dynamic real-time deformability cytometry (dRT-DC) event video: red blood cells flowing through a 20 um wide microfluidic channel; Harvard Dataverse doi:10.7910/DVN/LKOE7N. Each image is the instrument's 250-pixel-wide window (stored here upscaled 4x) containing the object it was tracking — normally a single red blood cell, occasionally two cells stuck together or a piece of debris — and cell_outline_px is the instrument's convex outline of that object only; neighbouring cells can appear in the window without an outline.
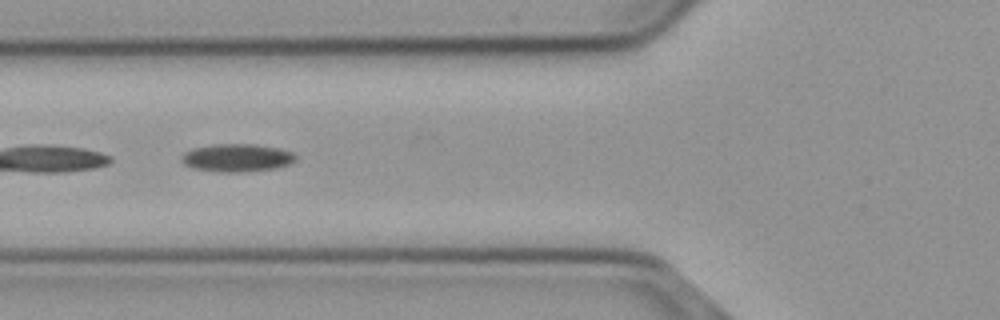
{"species": "common noctule bat (a hibernating species)", "species_latin": "Nyctalus noctula", "temperature_condition": "cold", "stored_images_in_passage": 14, "camera_frame_rate_fps": 3000, "um_per_image_px": 0.085, "animal": {"sex": "male", "body_mass_g": 23.1, "forearm_length_mm": 52.7}, "frame": {"image": 1, "passage_image": 5, "time_ms": 1.333, "image_size_px": [1000, 320], "cell_outline_px": [[296, 160], [292, 164], [276, 168], [244, 172], [220, 172], [196, 168], [184, 164], [184, 152], [192, 148], [212, 144], [256, 144], [276, 148], [292, 152], [296, 156]], "centroid_in_image_um": [20.19, 13.41], "position_along_channel_um": 105.6, "area_um2": 18.44}}
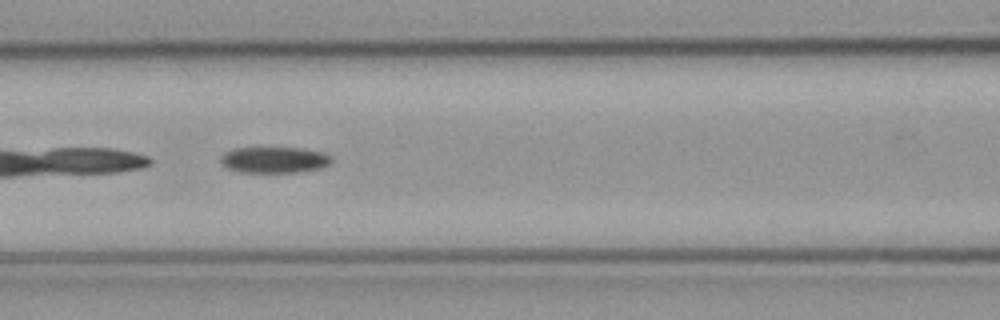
{"frame": {"image": 2, "passage_image": 8, "time_ms": 2.333, "image_size_px": [1000, 320], "cell_outline_px": [[332, 160], [328, 164], [320, 168], [296, 172], [240, 172], [228, 168], [220, 164], [220, 156], [224, 152], [236, 148], [300, 148], [324, 152], [332, 156]], "centroid_in_image_um": [23.29, 13.58], "position_along_channel_um": 143.3, "area_um2": 16.88}}
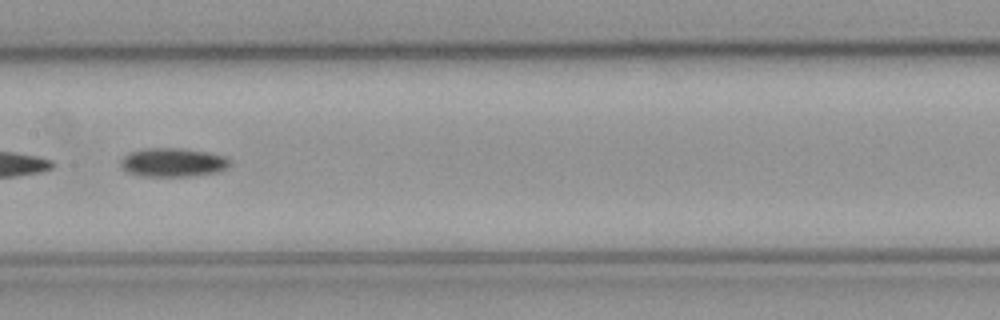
{"frame": {"image": 3, "passage_image": 12, "time_ms": 3.667, "image_size_px": [1000, 320], "cell_outline_px": [[232, 164], [228, 168], [220, 172], [192, 176], [144, 176], [128, 172], [120, 164], [120, 160], [128, 152], [144, 148], [180, 148], [208, 152], [228, 156], [232, 160]], "centroid_in_image_um": [14.78, 13.8], "position_along_channel_um": 192.6, "area_um2": 18.67}}